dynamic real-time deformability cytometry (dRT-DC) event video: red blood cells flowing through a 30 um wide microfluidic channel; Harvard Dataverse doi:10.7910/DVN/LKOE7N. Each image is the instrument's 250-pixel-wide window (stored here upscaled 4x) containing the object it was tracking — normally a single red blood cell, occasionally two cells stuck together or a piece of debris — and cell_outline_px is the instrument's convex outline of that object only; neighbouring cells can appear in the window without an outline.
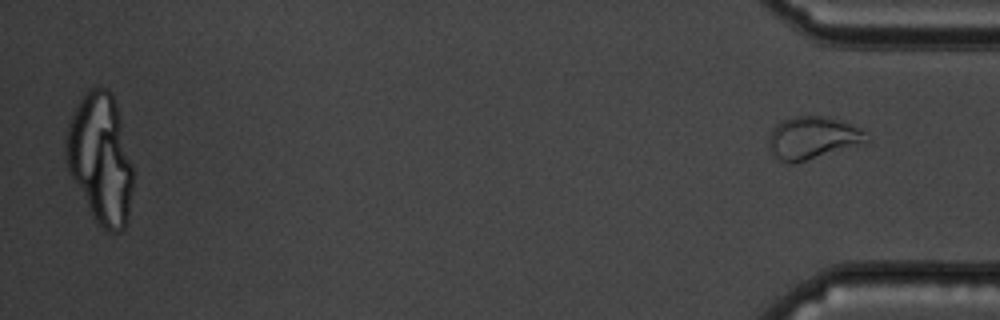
{"species": "common noctule bat (a hibernating species)", "species_latin": "Nyctalus noctula", "temperature_condition": "cold", "stored_images_in_passage": 58, "camera_frame_rate_fps": 3000, "um_per_image_px": 0.085, "animal": {"sex": "male", "body_mass_g": 19.5, "forearm_length_mm": 54.6}, "frame": {"image": 1, "passage_image": 58, "time_ms": 19.0, "image_size_px": [1000, 320], "cell_outline_px": [[872, 140], [868, 144], [792, 164], [788, 164], [780, 160], [772, 152], [768, 144], [768, 136], [772, 128], [780, 120], [792, 116], [824, 116], [844, 120], [868, 132]], "centroid_in_image_um": [69.17, 11.71], "position_along_channel_um": 366.0, "area_um2": 25.2}}